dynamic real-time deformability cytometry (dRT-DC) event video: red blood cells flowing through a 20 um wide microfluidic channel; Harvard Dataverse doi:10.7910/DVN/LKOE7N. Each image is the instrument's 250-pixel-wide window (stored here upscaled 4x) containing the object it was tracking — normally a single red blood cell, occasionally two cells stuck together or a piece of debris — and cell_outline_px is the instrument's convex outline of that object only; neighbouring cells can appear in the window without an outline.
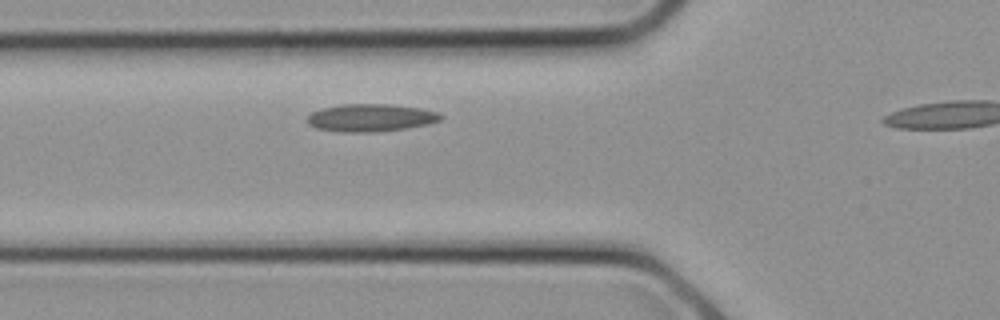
{"species": "common noctule bat (a hibernating species)", "species_latin": "Nyctalus noctula", "temperature_condition": "cold", "stored_images_in_passage": 6, "camera_frame_rate_fps": 3000, "um_per_image_px": 0.085, "animal": {"sex": "female", "body_mass_g": 21.9}, "frame": {"image": 1, "passage_image": 5, "time_ms": 1.333, "image_size_px": [1000, 320], "cell_outline_px": [[444, 116], [440, 120], [428, 124], [380, 132], [340, 132], [316, 128], [308, 124], [308, 116], [312, 112], [320, 108], [340, 104], [388, 104], [420, 108], [440, 112]], "centroid_in_image_um": [31.51, 10.0], "position_along_channel_um": 94.3, "area_um2": 21.62}}